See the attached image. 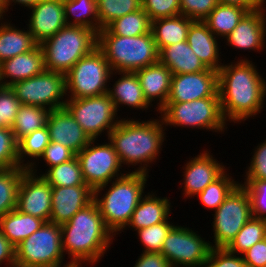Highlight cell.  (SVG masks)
<instances>
[{"mask_svg":"<svg viewBox=\"0 0 266 267\" xmlns=\"http://www.w3.org/2000/svg\"><path fill=\"white\" fill-rule=\"evenodd\" d=\"M207 149L203 153L191 158L184 165L183 195L194 197L201 193L209 184L213 183L227 170L226 166L214 159Z\"/></svg>","mask_w":266,"mask_h":267,"instance_id":"obj_17","label":"cell"},{"mask_svg":"<svg viewBox=\"0 0 266 267\" xmlns=\"http://www.w3.org/2000/svg\"><path fill=\"white\" fill-rule=\"evenodd\" d=\"M242 257L247 267H266V238L250 247Z\"/></svg>","mask_w":266,"mask_h":267,"instance_id":"obj_50","label":"cell"},{"mask_svg":"<svg viewBox=\"0 0 266 267\" xmlns=\"http://www.w3.org/2000/svg\"><path fill=\"white\" fill-rule=\"evenodd\" d=\"M207 97H220L217 71L208 68L197 73L172 74L167 102H191Z\"/></svg>","mask_w":266,"mask_h":267,"instance_id":"obj_15","label":"cell"},{"mask_svg":"<svg viewBox=\"0 0 266 267\" xmlns=\"http://www.w3.org/2000/svg\"><path fill=\"white\" fill-rule=\"evenodd\" d=\"M213 215V248H226L252 218L247 190L239 183Z\"/></svg>","mask_w":266,"mask_h":267,"instance_id":"obj_11","label":"cell"},{"mask_svg":"<svg viewBox=\"0 0 266 267\" xmlns=\"http://www.w3.org/2000/svg\"><path fill=\"white\" fill-rule=\"evenodd\" d=\"M164 127L160 116L159 119L141 122L139 119L135 121L133 118L131 120L122 118L109 133L108 141L113 144L121 165L130 167L139 164V167L132 172L148 174V167L156 162L161 154L166 134Z\"/></svg>","mask_w":266,"mask_h":267,"instance_id":"obj_3","label":"cell"},{"mask_svg":"<svg viewBox=\"0 0 266 267\" xmlns=\"http://www.w3.org/2000/svg\"><path fill=\"white\" fill-rule=\"evenodd\" d=\"M0 86H2V85H1V70H0Z\"/></svg>","mask_w":266,"mask_h":267,"instance_id":"obj_58","label":"cell"},{"mask_svg":"<svg viewBox=\"0 0 266 267\" xmlns=\"http://www.w3.org/2000/svg\"><path fill=\"white\" fill-rule=\"evenodd\" d=\"M266 238V220L251 218L226 247L234 254L242 255L257 242Z\"/></svg>","mask_w":266,"mask_h":267,"instance_id":"obj_38","label":"cell"},{"mask_svg":"<svg viewBox=\"0 0 266 267\" xmlns=\"http://www.w3.org/2000/svg\"><path fill=\"white\" fill-rule=\"evenodd\" d=\"M203 267H247L242 255L229 252L226 248H211Z\"/></svg>","mask_w":266,"mask_h":267,"instance_id":"obj_47","label":"cell"},{"mask_svg":"<svg viewBox=\"0 0 266 267\" xmlns=\"http://www.w3.org/2000/svg\"><path fill=\"white\" fill-rule=\"evenodd\" d=\"M0 70L1 85L5 87H10L16 82L29 79L44 72L46 68L41 46L38 44L31 51L3 61L0 64Z\"/></svg>","mask_w":266,"mask_h":267,"instance_id":"obj_22","label":"cell"},{"mask_svg":"<svg viewBox=\"0 0 266 267\" xmlns=\"http://www.w3.org/2000/svg\"><path fill=\"white\" fill-rule=\"evenodd\" d=\"M68 267H82V265H70Z\"/></svg>","mask_w":266,"mask_h":267,"instance_id":"obj_57","label":"cell"},{"mask_svg":"<svg viewBox=\"0 0 266 267\" xmlns=\"http://www.w3.org/2000/svg\"><path fill=\"white\" fill-rule=\"evenodd\" d=\"M244 179L266 180V140L255 147Z\"/></svg>","mask_w":266,"mask_h":267,"instance_id":"obj_49","label":"cell"},{"mask_svg":"<svg viewBox=\"0 0 266 267\" xmlns=\"http://www.w3.org/2000/svg\"><path fill=\"white\" fill-rule=\"evenodd\" d=\"M40 174L52 187H70L86 184L78 158L75 156L68 162L47 168Z\"/></svg>","mask_w":266,"mask_h":267,"instance_id":"obj_37","label":"cell"},{"mask_svg":"<svg viewBox=\"0 0 266 267\" xmlns=\"http://www.w3.org/2000/svg\"><path fill=\"white\" fill-rule=\"evenodd\" d=\"M197 232L179 225L169 231L161 253L171 267H203L206 263L212 242L205 241Z\"/></svg>","mask_w":266,"mask_h":267,"instance_id":"obj_13","label":"cell"},{"mask_svg":"<svg viewBox=\"0 0 266 267\" xmlns=\"http://www.w3.org/2000/svg\"><path fill=\"white\" fill-rule=\"evenodd\" d=\"M240 184L248 192L252 217L266 220V180L245 179Z\"/></svg>","mask_w":266,"mask_h":267,"instance_id":"obj_42","label":"cell"},{"mask_svg":"<svg viewBox=\"0 0 266 267\" xmlns=\"http://www.w3.org/2000/svg\"><path fill=\"white\" fill-rule=\"evenodd\" d=\"M21 167L18 160V144L11 128L0 129V169Z\"/></svg>","mask_w":266,"mask_h":267,"instance_id":"obj_43","label":"cell"},{"mask_svg":"<svg viewBox=\"0 0 266 267\" xmlns=\"http://www.w3.org/2000/svg\"><path fill=\"white\" fill-rule=\"evenodd\" d=\"M76 156V154L66 146L58 142L51 141L49 145L44 149L43 154L39 159L44 160L46 165L51 168L53 166L59 165L70 161Z\"/></svg>","mask_w":266,"mask_h":267,"instance_id":"obj_48","label":"cell"},{"mask_svg":"<svg viewBox=\"0 0 266 267\" xmlns=\"http://www.w3.org/2000/svg\"><path fill=\"white\" fill-rule=\"evenodd\" d=\"M248 58L223 64L218 71V92L225 120L240 124L264 107L266 80ZM240 122V123H239Z\"/></svg>","mask_w":266,"mask_h":267,"instance_id":"obj_1","label":"cell"},{"mask_svg":"<svg viewBox=\"0 0 266 267\" xmlns=\"http://www.w3.org/2000/svg\"><path fill=\"white\" fill-rule=\"evenodd\" d=\"M159 113L165 127H191L217 133L228 128L220 97H207L191 102H167Z\"/></svg>","mask_w":266,"mask_h":267,"instance_id":"obj_7","label":"cell"},{"mask_svg":"<svg viewBox=\"0 0 266 267\" xmlns=\"http://www.w3.org/2000/svg\"><path fill=\"white\" fill-rule=\"evenodd\" d=\"M99 31L113 20L142 8L141 0H97Z\"/></svg>","mask_w":266,"mask_h":267,"instance_id":"obj_40","label":"cell"},{"mask_svg":"<svg viewBox=\"0 0 266 267\" xmlns=\"http://www.w3.org/2000/svg\"><path fill=\"white\" fill-rule=\"evenodd\" d=\"M266 8L263 6L258 10L248 12L225 37L227 45L233 49L252 50L261 52L266 47Z\"/></svg>","mask_w":266,"mask_h":267,"instance_id":"obj_20","label":"cell"},{"mask_svg":"<svg viewBox=\"0 0 266 267\" xmlns=\"http://www.w3.org/2000/svg\"><path fill=\"white\" fill-rule=\"evenodd\" d=\"M151 21L180 15V0H141Z\"/></svg>","mask_w":266,"mask_h":267,"instance_id":"obj_44","label":"cell"},{"mask_svg":"<svg viewBox=\"0 0 266 267\" xmlns=\"http://www.w3.org/2000/svg\"><path fill=\"white\" fill-rule=\"evenodd\" d=\"M218 4V0H180V15L204 21Z\"/></svg>","mask_w":266,"mask_h":267,"instance_id":"obj_46","label":"cell"},{"mask_svg":"<svg viewBox=\"0 0 266 267\" xmlns=\"http://www.w3.org/2000/svg\"><path fill=\"white\" fill-rule=\"evenodd\" d=\"M60 227L62 248L71 265L99 263L114 240L94 200Z\"/></svg>","mask_w":266,"mask_h":267,"instance_id":"obj_2","label":"cell"},{"mask_svg":"<svg viewBox=\"0 0 266 267\" xmlns=\"http://www.w3.org/2000/svg\"><path fill=\"white\" fill-rule=\"evenodd\" d=\"M174 226L172 222L166 220L159 224L137 230L138 239H140V242L145 247L142 252L161 253L163 242Z\"/></svg>","mask_w":266,"mask_h":267,"instance_id":"obj_41","label":"cell"},{"mask_svg":"<svg viewBox=\"0 0 266 267\" xmlns=\"http://www.w3.org/2000/svg\"><path fill=\"white\" fill-rule=\"evenodd\" d=\"M22 103L10 87L0 86V119L11 128Z\"/></svg>","mask_w":266,"mask_h":267,"instance_id":"obj_45","label":"cell"},{"mask_svg":"<svg viewBox=\"0 0 266 267\" xmlns=\"http://www.w3.org/2000/svg\"><path fill=\"white\" fill-rule=\"evenodd\" d=\"M247 13L241 7L219 3L204 22L217 38L225 39Z\"/></svg>","mask_w":266,"mask_h":267,"instance_id":"obj_31","label":"cell"},{"mask_svg":"<svg viewBox=\"0 0 266 267\" xmlns=\"http://www.w3.org/2000/svg\"><path fill=\"white\" fill-rule=\"evenodd\" d=\"M29 9L32 11L26 29L39 45L67 25L63 0H43Z\"/></svg>","mask_w":266,"mask_h":267,"instance_id":"obj_19","label":"cell"},{"mask_svg":"<svg viewBox=\"0 0 266 267\" xmlns=\"http://www.w3.org/2000/svg\"><path fill=\"white\" fill-rule=\"evenodd\" d=\"M52 186L29 170L23 175L17 197L16 209L49 222L52 210Z\"/></svg>","mask_w":266,"mask_h":267,"instance_id":"obj_16","label":"cell"},{"mask_svg":"<svg viewBox=\"0 0 266 267\" xmlns=\"http://www.w3.org/2000/svg\"><path fill=\"white\" fill-rule=\"evenodd\" d=\"M49 113L50 110L46 108L22 104L11 126L16 141L18 142L33 131L45 127Z\"/></svg>","mask_w":266,"mask_h":267,"instance_id":"obj_34","label":"cell"},{"mask_svg":"<svg viewBox=\"0 0 266 267\" xmlns=\"http://www.w3.org/2000/svg\"><path fill=\"white\" fill-rule=\"evenodd\" d=\"M2 128H7V126L0 119V129H2Z\"/></svg>","mask_w":266,"mask_h":267,"instance_id":"obj_56","label":"cell"},{"mask_svg":"<svg viewBox=\"0 0 266 267\" xmlns=\"http://www.w3.org/2000/svg\"><path fill=\"white\" fill-rule=\"evenodd\" d=\"M3 17L0 19L3 22ZM0 22V64L16 55L33 50L38 43L27 30L12 26L11 22Z\"/></svg>","mask_w":266,"mask_h":267,"instance_id":"obj_28","label":"cell"},{"mask_svg":"<svg viewBox=\"0 0 266 267\" xmlns=\"http://www.w3.org/2000/svg\"><path fill=\"white\" fill-rule=\"evenodd\" d=\"M95 141L98 140L92 139L76 154L84 181L93 191L100 186L109 184L112 179L115 180L126 174L120 172L123 165H121L113 144L110 141L104 142L105 144H97Z\"/></svg>","mask_w":266,"mask_h":267,"instance_id":"obj_14","label":"cell"},{"mask_svg":"<svg viewBox=\"0 0 266 267\" xmlns=\"http://www.w3.org/2000/svg\"><path fill=\"white\" fill-rule=\"evenodd\" d=\"M47 127L51 141L68 147L75 154L92 140L65 107L50 111Z\"/></svg>","mask_w":266,"mask_h":267,"instance_id":"obj_21","label":"cell"},{"mask_svg":"<svg viewBox=\"0 0 266 267\" xmlns=\"http://www.w3.org/2000/svg\"><path fill=\"white\" fill-rule=\"evenodd\" d=\"M158 61L167 66L172 74L197 73L208 69L187 41L162 48L158 53Z\"/></svg>","mask_w":266,"mask_h":267,"instance_id":"obj_27","label":"cell"},{"mask_svg":"<svg viewBox=\"0 0 266 267\" xmlns=\"http://www.w3.org/2000/svg\"><path fill=\"white\" fill-rule=\"evenodd\" d=\"M151 192L138 203L124 230L128 227L137 231L170 219L172 206L169 197H156L155 192Z\"/></svg>","mask_w":266,"mask_h":267,"instance_id":"obj_25","label":"cell"},{"mask_svg":"<svg viewBox=\"0 0 266 267\" xmlns=\"http://www.w3.org/2000/svg\"><path fill=\"white\" fill-rule=\"evenodd\" d=\"M104 53L96 47L91 53L82 57L65 74L67 99H80L108 93L107 84L113 75Z\"/></svg>","mask_w":266,"mask_h":267,"instance_id":"obj_9","label":"cell"},{"mask_svg":"<svg viewBox=\"0 0 266 267\" xmlns=\"http://www.w3.org/2000/svg\"><path fill=\"white\" fill-rule=\"evenodd\" d=\"M97 47L104 53L113 72H135L158 62V50L152 32L135 37L98 32Z\"/></svg>","mask_w":266,"mask_h":267,"instance_id":"obj_5","label":"cell"},{"mask_svg":"<svg viewBox=\"0 0 266 267\" xmlns=\"http://www.w3.org/2000/svg\"><path fill=\"white\" fill-rule=\"evenodd\" d=\"M218 3L238 6L247 10L248 12L258 10L264 5L261 0H218Z\"/></svg>","mask_w":266,"mask_h":267,"instance_id":"obj_53","label":"cell"},{"mask_svg":"<svg viewBox=\"0 0 266 267\" xmlns=\"http://www.w3.org/2000/svg\"><path fill=\"white\" fill-rule=\"evenodd\" d=\"M63 5L67 25L82 26L99 32L97 0H63ZM71 18L74 19L70 21Z\"/></svg>","mask_w":266,"mask_h":267,"instance_id":"obj_33","label":"cell"},{"mask_svg":"<svg viewBox=\"0 0 266 267\" xmlns=\"http://www.w3.org/2000/svg\"><path fill=\"white\" fill-rule=\"evenodd\" d=\"M0 13L4 17V0H0Z\"/></svg>","mask_w":266,"mask_h":267,"instance_id":"obj_55","label":"cell"},{"mask_svg":"<svg viewBox=\"0 0 266 267\" xmlns=\"http://www.w3.org/2000/svg\"><path fill=\"white\" fill-rule=\"evenodd\" d=\"M192 22L193 20L183 15L151 21V32L158 52L168 45L187 41Z\"/></svg>","mask_w":266,"mask_h":267,"instance_id":"obj_29","label":"cell"},{"mask_svg":"<svg viewBox=\"0 0 266 267\" xmlns=\"http://www.w3.org/2000/svg\"><path fill=\"white\" fill-rule=\"evenodd\" d=\"M217 40L204 21L191 23L187 33V43L207 68L218 72L223 63L220 61L221 48Z\"/></svg>","mask_w":266,"mask_h":267,"instance_id":"obj_24","label":"cell"},{"mask_svg":"<svg viewBox=\"0 0 266 267\" xmlns=\"http://www.w3.org/2000/svg\"><path fill=\"white\" fill-rule=\"evenodd\" d=\"M43 0H4V15L6 16V12H8V7L10 5L14 4H21V6L27 7L28 9L35 6L36 4H38L39 2H41ZM14 3V4H12Z\"/></svg>","mask_w":266,"mask_h":267,"instance_id":"obj_54","label":"cell"},{"mask_svg":"<svg viewBox=\"0 0 266 267\" xmlns=\"http://www.w3.org/2000/svg\"><path fill=\"white\" fill-rule=\"evenodd\" d=\"M94 200V191L87 185L52 187L50 222L67 223L79 210Z\"/></svg>","mask_w":266,"mask_h":267,"instance_id":"obj_18","label":"cell"},{"mask_svg":"<svg viewBox=\"0 0 266 267\" xmlns=\"http://www.w3.org/2000/svg\"><path fill=\"white\" fill-rule=\"evenodd\" d=\"M121 75L113 87L108 88L110 99L115 104L117 112L123 105L146 111L151 107L144 97L142 87L135 72H116ZM123 104V105H122Z\"/></svg>","mask_w":266,"mask_h":267,"instance_id":"obj_26","label":"cell"},{"mask_svg":"<svg viewBox=\"0 0 266 267\" xmlns=\"http://www.w3.org/2000/svg\"><path fill=\"white\" fill-rule=\"evenodd\" d=\"M226 172L197 195L205 208L215 211L239 184V182L234 181L235 179H232L233 177Z\"/></svg>","mask_w":266,"mask_h":267,"instance_id":"obj_39","label":"cell"},{"mask_svg":"<svg viewBox=\"0 0 266 267\" xmlns=\"http://www.w3.org/2000/svg\"><path fill=\"white\" fill-rule=\"evenodd\" d=\"M27 168L0 169V218L16 209L18 190Z\"/></svg>","mask_w":266,"mask_h":267,"instance_id":"obj_35","label":"cell"},{"mask_svg":"<svg viewBox=\"0 0 266 267\" xmlns=\"http://www.w3.org/2000/svg\"><path fill=\"white\" fill-rule=\"evenodd\" d=\"M64 107L91 139H97L102 135L101 133L106 134V132L108 138L109 133L121 121L108 93L80 99H67Z\"/></svg>","mask_w":266,"mask_h":267,"instance_id":"obj_10","label":"cell"},{"mask_svg":"<svg viewBox=\"0 0 266 267\" xmlns=\"http://www.w3.org/2000/svg\"><path fill=\"white\" fill-rule=\"evenodd\" d=\"M135 73L139 79L145 99L151 106H153L152 102H155V100L159 101L156 107L158 110L156 111H160L166 105L170 93L172 77L170 69L158 61L135 71Z\"/></svg>","mask_w":266,"mask_h":267,"instance_id":"obj_23","label":"cell"},{"mask_svg":"<svg viewBox=\"0 0 266 267\" xmlns=\"http://www.w3.org/2000/svg\"><path fill=\"white\" fill-rule=\"evenodd\" d=\"M16 249V267H68L63 264L65 257L62 248L61 227L52 222L44 224Z\"/></svg>","mask_w":266,"mask_h":267,"instance_id":"obj_8","label":"cell"},{"mask_svg":"<svg viewBox=\"0 0 266 267\" xmlns=\"http://www.w3.org/2000/svg\"><path fill=\"white\" fill-rule=\"evenodd\" d=\"M44 220L14 209L0 218V230L17 247L24 239L37 231Z\"/></svg>","mask_w":266,"mask_h":267,"instance_id":"obj_30","label":"cell"},{"mask_svg":"<svg viewBox=\"0 0 266 267\" xmlns=\"http://www.w3.org/2000/svg\"><path fill=\"white\" fill-rule=\"evenodd\" d=\"M10 88L22 104L40 106L50 111L63 108L67 101L66 76L60 72L45 70L14 83Z\"/></svg>","mask_w":266,"mask_h":267,"instance_id":"obj_12","label":"cell"},{"mask_svg":"<svg viewBox=\"0 0 266 267\" xmlns=\"http://www.w3.org/2000/svg\"><path fill=\"white\" fill-rule=\"evenodd\" d=\"M50 142V134L47 125L21 138L17 142L19 165L27 168L33 174H36L37 170L35 169V166L37 165L35 164V159L39 160L38 158H40L44 149ZM26 157L30 158V161L32 162H30ZM25 159H27V163H25Z\"/></svg>","mask_w":266,"mask_h":267,"instance_id":"obj_32","label":"cell"},{"mask_svg":"<svg viewBox=\"0 0 266 267\" xmlns=\"http://www.w3.org/2000/svg\"><path fill=\"white\" fill-rule=\"evenodd\" d=\"M148 177L146 173L129 171L110 182L111 186L106 184L94 190V201L98 205L104 224L114 236L118 232H124L123 229L129 223L136 206L145 196L144 189ZM104 190L106 191L102 195Z\"/></svg>","mask_w":266,"mask_h":267,"instance_id":"obj_4","label":"cell"},{"mask_svg":"<svg viewBox=\"0 0 266 267\" xmlns=\"http://www.w3.org/2000/svg\"><path fill=\"white\" fill-rule=\"evenodd\" d=\"M15 246L0 230V266L4 263L8 267H16V250ZM7 262V263H5Z\"/></svg>","mask_w":266,"mask_h":267,"instance_id":"obj_52","label":"cell"},{"mask_svg":"<svg viewBox=\"0 0 266 267\" xmlns=\"http://www.w3.org/2000/svg\"><path fill=\"white\" fill-rule=\"evenodd\" d=\"M97 44L96 31L82 26L66 25L40 44L45 68L66 74L78 60L91 53Z\"/></svg>","mask_w":266,"mask_h":267,"instance_id":"obj_6","label":"cell"},{"mask_svg":"<svg viewBox=\"0 0 266 267\" xmlns=\"http://www.w3.org/2000/svg\"><path fill=\"white\" fill-rule=\"evenodd\" d=\"M105 29L114 35L135 37L151 32V20L141 8L113 20Z\"/></svg>","mask_w":266,"mask_h":267,"instance_id":"obj_36","label":"cell"},{"mask_svg":"<svg viewBox=\"0 0 266 267\" xmlns=\"http://www.w3.org/2000/svg\"><path fill=\"white\" fill-rule=\"evenodd\" d=\"M134 267H171V265L162 253L142 252Z\"/></svg>","mask_w":266,"mask_h":267,"instance_id":"obj_51","label":"cell"}]
</instances>
